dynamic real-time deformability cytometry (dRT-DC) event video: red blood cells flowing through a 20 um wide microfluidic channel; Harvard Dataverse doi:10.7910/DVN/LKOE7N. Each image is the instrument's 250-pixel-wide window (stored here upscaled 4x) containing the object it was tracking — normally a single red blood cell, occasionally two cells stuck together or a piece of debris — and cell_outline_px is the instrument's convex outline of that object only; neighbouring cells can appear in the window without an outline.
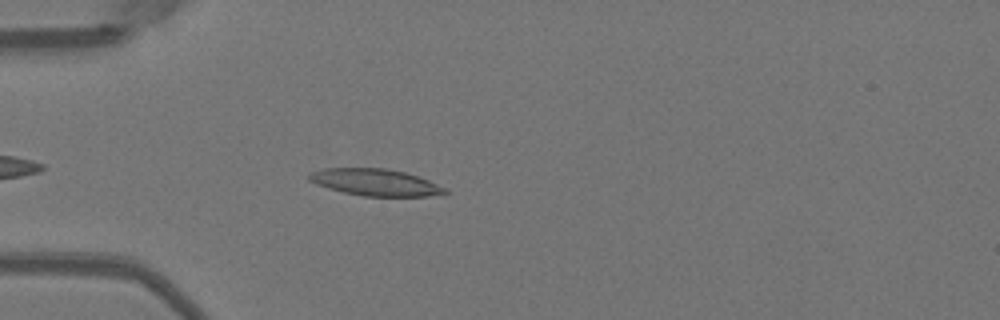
{"species": "Egyptian fruit bat (a non-hibernating species)", "species_latin": "Rousettus aegyptiacus", "temperature_condition": "warm", "stored_images_in_passage": 41, "camera_frame_rate_fps": 3000, "um_per_image_px": 0.085, "animal": {"sex": "female"}, "frame": {"image": 1, "passage_image": 5, "time_ms": 1.333, "image_size_px": [1000, 320], "cell_outline_px": [[448, 192], [444, 196], [364, 196], [344, 192], [328, 188], [316, 184], [308, 180], [308, 176], [312, 172], [324, 168], [384, 168], [404, 172], [428, 180], [448, 188]], "centroid_in_image_um": [31.96, 15.51], "position_along_channel_um": 53.0, "area_um2": 21.27}}
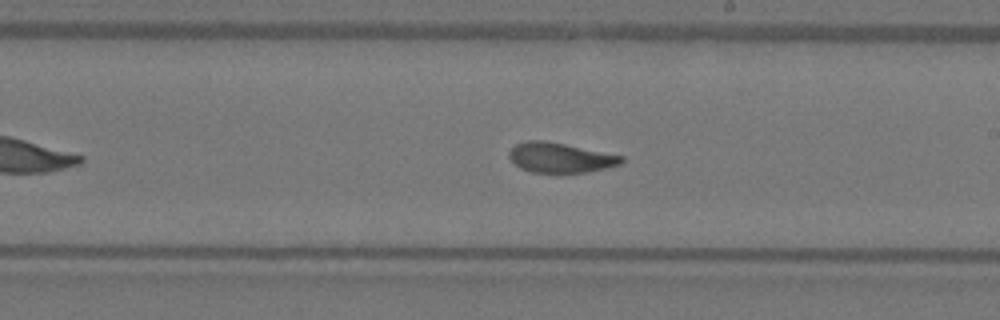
{"frame": {"image": 2, "passage_image": 20, "time_ms": 6.333, "image_size_px": [1000, 320], "cell_outline_px": [[624, 160], [620, 164], [588, 172], [532, 172], [520, 168], [508, 156], [508, 152], [516, 144], [528, 140], [544, 140], [624, 156]], "centroid_in_image_um": [47.61, 13.39], "position_along_channel_um": 241.4, "area_um2": 19.31}}
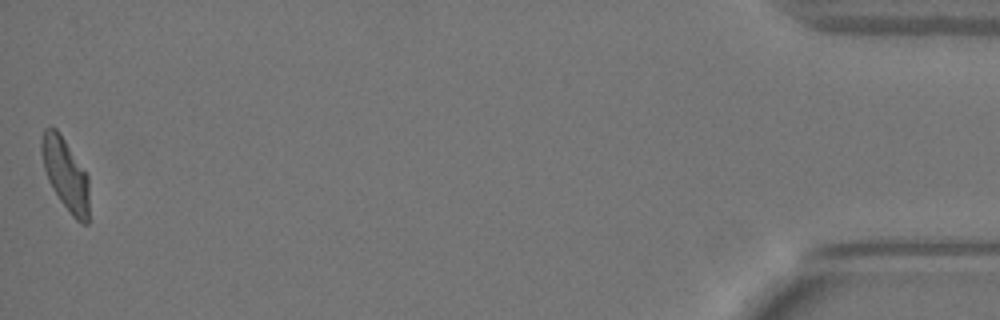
{"frame": {"image": 3, "passage_image": 41, "time_ms": 13.333, "image_size_px": [1000, 320], "cell_outline_px": [[88, 224], [80, 224], [72, 216], [60, 200], [52, 188], [48, 180], [44, 168], [40, 152], [40, 136], [44, 128], [56, 128], [88, 176]], "centroid_in_image_um": [5.54, 14.82], "position_along_channel_um": 429.7, "area_um2": 19.83}, "authors_computed_cell_mechanics": {"area_um2": 20.2878, "velocity_mm_per_s": 3.9854, "shape_relaxation_time_tau1_ms": 5.7502, "shape_relaxation_time_tau2_ms": 2.1074, "deformation_change_tau1": 0.1959, "deformation_change_tau2": 0.0878}}